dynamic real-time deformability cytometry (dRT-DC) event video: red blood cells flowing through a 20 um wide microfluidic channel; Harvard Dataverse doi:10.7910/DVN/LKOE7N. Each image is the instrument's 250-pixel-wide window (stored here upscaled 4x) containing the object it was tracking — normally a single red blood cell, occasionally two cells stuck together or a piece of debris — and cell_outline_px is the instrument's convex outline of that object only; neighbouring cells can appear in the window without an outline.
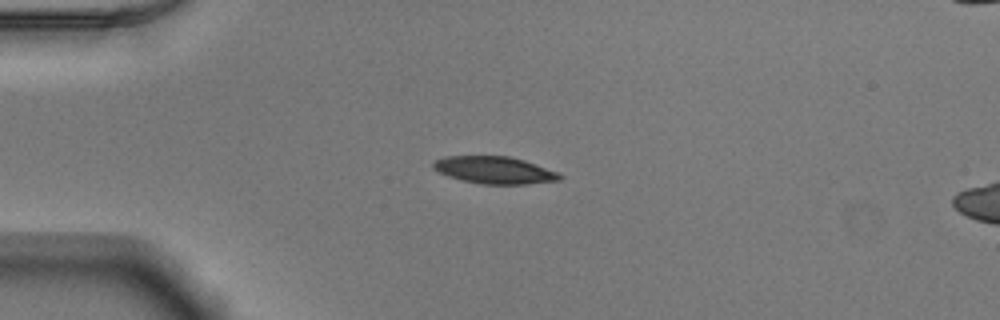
{"species": "Egyptian fruit bat (a non-hibernating species)", "species_latin": "Rousettus aegyptiacus", "temperature_condition": "warm", "stored_images_in_passage": 40, "camera_frame_rate_fps": 3000, "um_per_image_px": 0.085, "animal": {"sex": "male"}, "frame": {"image": 1, "passage_image": 1, "time_ms": 0.0, "image_size_px": [1000, 320], "cell_outline_px": [[564, 176], [560, 180], [528, 184], [480, 184], [448, 176], [432, 168], [432, 164], [436, 160], [444, 156], [508, 156], [524, 160], [560, 172]], "centroid_in_image_um": [42.07, 14.46], "position_along_channel_um": 42.9, "area_um2": 20.11}}
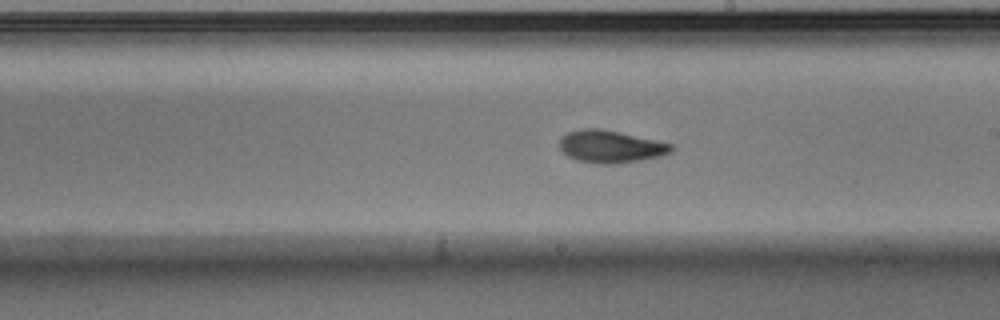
{"frame": {"image": 2, "passage_image": 18, "time_ms": 5.667, "image_size_px": [1000, 320], "cell_outline_px": [[672, 148], [668, 152], [660, 156], [640, 160], [616, 164], [600, 164], [576, 160], [568, 156], [560, 148], [560, 140], [568, 132], [580, 128], [600, 128], [672, 144]], "centroid_in_image_um": [51.85, 12.46], "position_along_channel_um": 237.1, "area_um2": 20.75}}
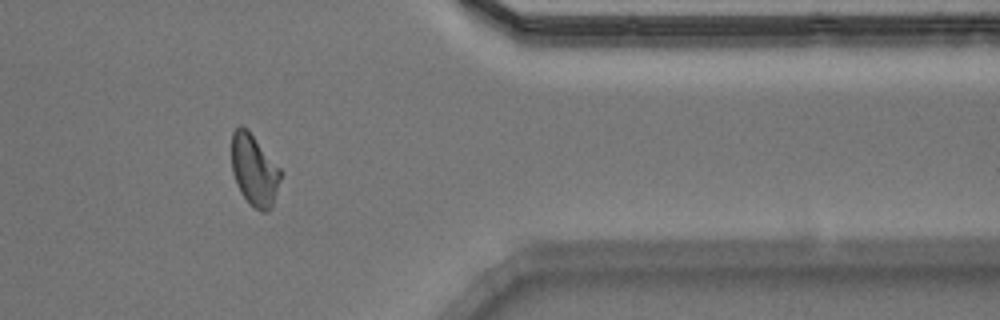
{"frame": {"image": 3, "passage_image": 31, "time_ms": 10.0, "image_size_px": [1000, 320], "cell_outline_px": [[280, 180], [272, 208], [268, 212], [260, 212], [248, 204], [240, 192], [236, 184], [232, 172], [232, 132], [240, 124], [248, 128], [280, 168]], "centroid_in_image_um": [21.6, 14.47], "position_along_channel_um": 389.8, "area_um2": 20.69}, "authors_computed_cell_mechanics": {"area_um2": 20.6924, "velocity_mm_per_s": 3.8847, "shape_relaxation_time_tau1_ms": 4.6164, "shape_relaxation_time_tau2_ms": 2.708, "deformation_change_tau1": 0.1729, "deformation_change_tau2": 0.0862}}